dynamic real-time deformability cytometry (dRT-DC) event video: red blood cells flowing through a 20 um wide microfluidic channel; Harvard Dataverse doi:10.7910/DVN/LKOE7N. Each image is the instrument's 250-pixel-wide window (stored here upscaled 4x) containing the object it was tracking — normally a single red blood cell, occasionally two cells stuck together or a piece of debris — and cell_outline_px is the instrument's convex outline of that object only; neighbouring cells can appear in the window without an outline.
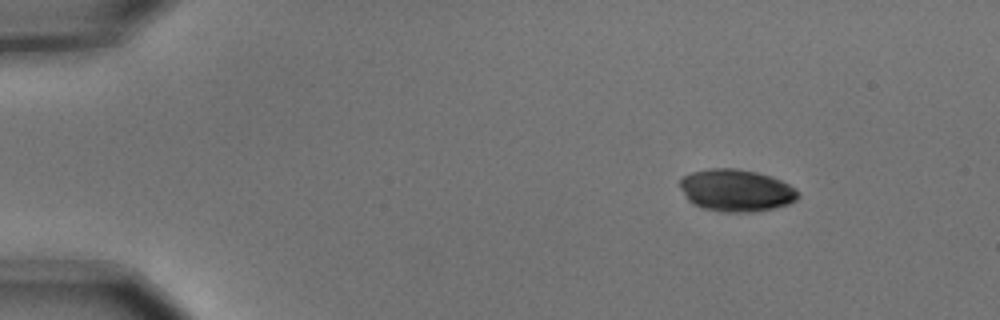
{"species": "common noctule bat (a hibernating species)", "species_latin": "Nyctalus noctula", "temperature_condition": "cold", "stored_images_in_passage": 6, "camera_frame_rate_fps": 3000, "um_per_image_px": 0.085, "animal": {"sex": "male", "body_mass_g": 15.6}, "frame": {"image": 1, "passage_image": 2, "time_ms": 0.333, "image_size_px": [1000, 320], "cell_outline_px": [[800, 196], [796, 200], [788, 204], [772, 208], [752, 212], [724, 212], [704, 208], [692, 204], [688, 200], [680, 188], [680, 180], [684, 176], [692, 172], [708, 168], [736, 168], [756, 172], [772, 176], [796, 188], [800, 192]], "centroid_in_image_um": [62.58, 16.18], "position_along_channel_um": 22.4, "area_um2": 29.13}}
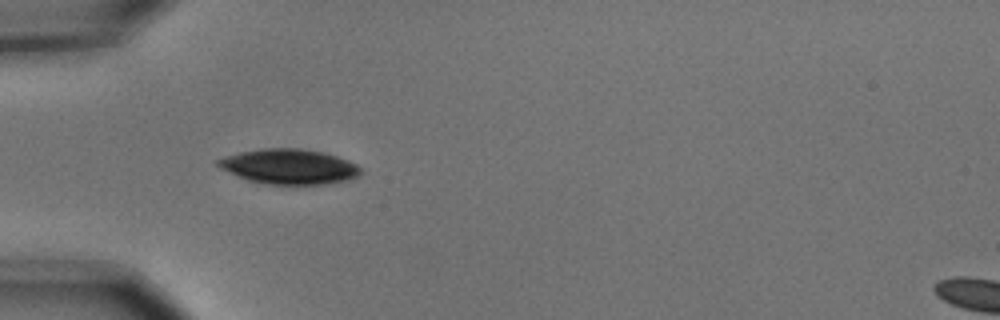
{"frame": {"image": 2, "passage_image": 5, "time_ms": 1.333, "image_size_px": [1000, 320], "cell_outline_px": [[364, 172], [348, 180], [332, 184], [264, 184], [248, 180], [220, 168], [216, 164], [216, 160], [224, 156], [240, 152], [264, 148], [300, 148], [324, 152], [348, 160], [356, 164]], "centroid_in_image_um": [24.59, 14.16], "position_along_channel_um": 60.4, "area_um2": 29.25}}
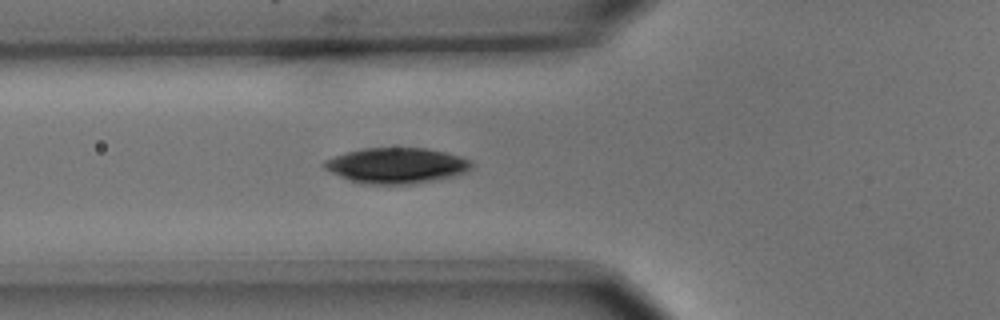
{"frame": {"image": 3, "passage_image": 6, "time_ms": 1.667, "image_size_px": [1000, 320], "cell_outline_px": [[476, 164], [468, 172], [456, 176], [412, 184], [364, 184], [348, 180], [324, 168], [320, 164], [324, 160], [360, 148], [428, 148], [460, 156]], "centroid_in_image_um": [33.73, 14.07], "position_along_channel_um": 92.1, "area_um2": 30.75}}